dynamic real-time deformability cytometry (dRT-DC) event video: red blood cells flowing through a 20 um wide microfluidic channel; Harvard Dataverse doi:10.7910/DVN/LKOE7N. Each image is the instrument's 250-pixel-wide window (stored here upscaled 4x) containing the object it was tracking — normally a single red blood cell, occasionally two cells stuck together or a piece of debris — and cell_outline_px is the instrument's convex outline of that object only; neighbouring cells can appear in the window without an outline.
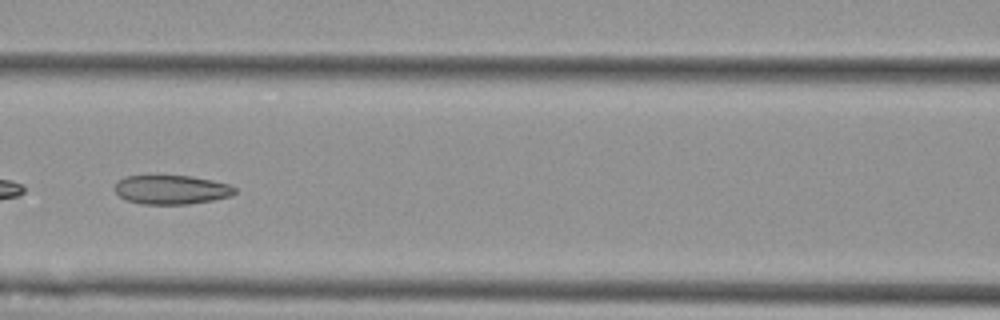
{"species": "Egyptian fruit bat (a non-hibernating species)", "species_latin": "Rousettus aegyptiacus", "temperature_condition": "cold", "stored_images_in_passage": 8, "camera_frame_rate_fps": 3000, "um_per_image_px": 0.085, "animal": {"sex": "female"}, "frame": {"image": 1, "passage_image": 7, "time_ms": 7.667, "image_size_px": [1000, 320], "cell_outline_px": [[236, 192], [232, 196], [212, 200], [188, 204], [140, 204], [128, 200], [120, 196], [112, 188], [116, 180], [124, 176], [192, 176], [232, 184], [236, 188]], "centroid_in_image_um": [14.57, 16.12], "position_along_channel_um": 152.0, "area_um2": 20.58}}
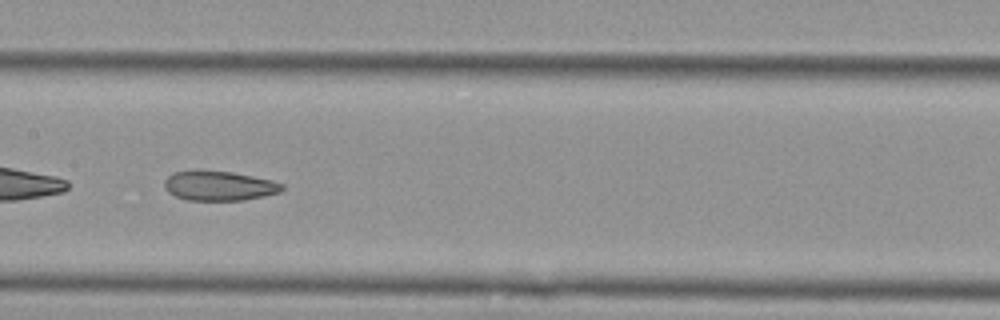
{"frame": {"image": 2, "passage_image": 8, "time_ms": 8.667, "image_size_px": [1000, 320], "cell_outline_px": [[284, 188], [280, 192], [264, 196], [244, 200], [188, 200], [176, 196], [168, 192], [164, 188], [164, 180], [168, 176], [176, 172], [232, 172], [272, 180], [284, 184]], "centroid_in_image_um": [18.66, 15.82], "position_along_channel_um": 188.7, "area_um2": 19.88}}